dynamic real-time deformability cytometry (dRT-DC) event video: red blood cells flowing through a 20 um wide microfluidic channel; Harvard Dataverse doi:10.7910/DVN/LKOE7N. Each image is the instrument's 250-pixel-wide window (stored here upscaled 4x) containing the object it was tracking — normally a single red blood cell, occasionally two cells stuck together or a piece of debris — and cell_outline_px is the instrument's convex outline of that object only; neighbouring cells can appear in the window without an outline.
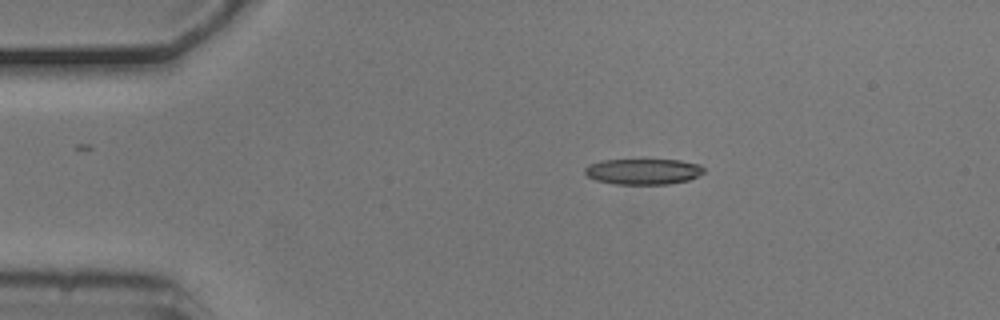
{"species": "common noctule bat (a hibernating species)", "species_latin": "Nyctalus noctula", "temperature_condition": "cold", "stored_images_in_passage": 4, "camera_frame_rate_fps": 3000, "um_per_image_px": 0.085, "animal": {"sex": "male", "body_mass_g": 20.5, "forearm_length_mm": 52.5}, "frame": {"image": 1, "passage_image": 4, "time_ms": 1.0, "image_size_px": [1000, 320], "cell_outline_px": [[704, 172], [688, 180], [668, 184], [616, 184], [596, 180], [588, 176], [584, 172], [584, 168], [588, 164], [600, 160], [680, 160], [700, 164], [704, 168]], "centroid_in_image_um": [54.65, 14.57], "position_along_channel_um": 30.3, "area_um2": 17.86}}